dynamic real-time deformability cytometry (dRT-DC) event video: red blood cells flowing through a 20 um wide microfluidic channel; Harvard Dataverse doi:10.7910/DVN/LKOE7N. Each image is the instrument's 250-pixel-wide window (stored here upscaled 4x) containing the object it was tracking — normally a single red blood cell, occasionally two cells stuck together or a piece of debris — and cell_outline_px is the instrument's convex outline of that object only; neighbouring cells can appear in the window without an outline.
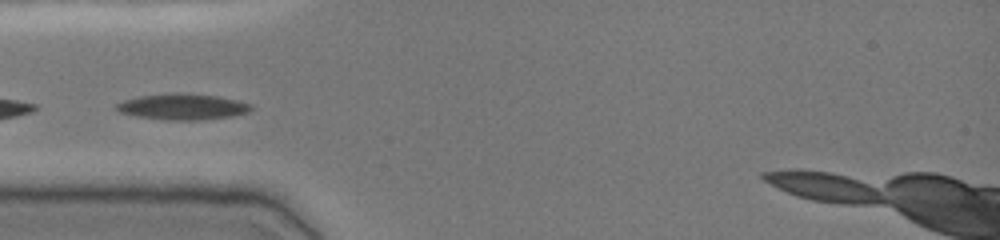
{"species": "common noctule bat (a hibernating species)", "species_latin": "Nyctalus noctula", "temperature_condition": "cold", "stored_images_in_passage": 45, "camera_frame_rate_fps": 3000, "um_per_image_px": 0.085, "animal": {"sex": "female", "body_mass_g": 19.0, "forearm_length_mm": 51.5}, "frame": {"image": 1, "passage_image": 14, "time_ms": 4.333, "image_size_px": [1000, 240], "cell_outline_px": [[252, 108], [248, 112], [232, 116], [196, 120], [168, 120], [136, 116], [120, 112], [112, 108], [116, 104], [124, 100], [136, 96], [168, 92], [180, 92], [220, 96], [252, 104]], "centroid_in_image_um": [15.47, 9.05], "position_along_channel_um": 69.5, "area_um2": 20.69}}
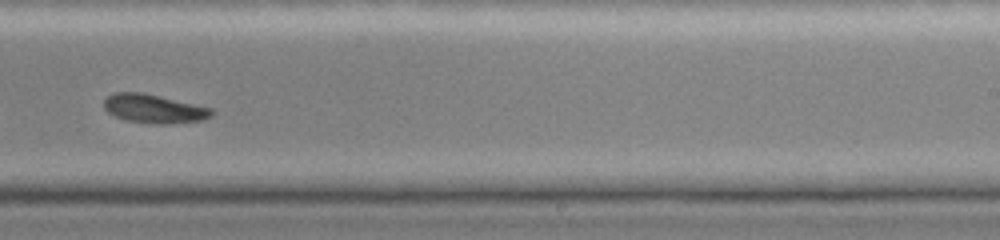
{"frame": {"image": 2, "passage_image": 30, "time_ms": 9.667, "image_size_px": [1000, 240], "cell_outline_px": [[216, 112], [212, 116], [204, 120], [164, 124], [160, 124], [128, 120], [116, 116], [108, 112], [104, 108], [104, 100], [108, 96], [116, 92], [144, 92], [212, 108]], "centroid_in_image_um": [13.13, 9.23], "position_along_channel_um": 275.9, "area_um2": 17.98}}
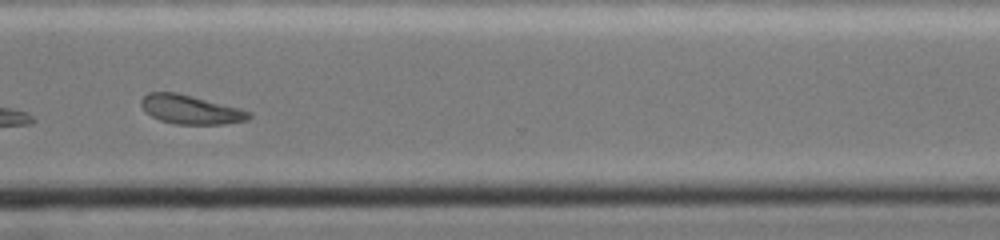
{"frame": {"image": 3, "passage_image": 36, "time_ms": 11.667, "image_size_px": [1000, 240], "cell_outline_px": [[252, 116], [248, 120], [224, 124], [176, 124], [160, 120], [144, 112], [140, 104], [140, 100], [148, 92], [176, 92], [240, 108], [252, 112]], "centroid_in_image_um": [16.19, 9.31], "position_along_channel_um": 354.4, "area_um2": 18.26}, "authors_computed_cell_mechanics": {"area_um2": 19.5942, "velocity_mm_per_s": 3.8781, "shape_relaxation_time_tau1_ms": 2.727, "shape_relaxation_time_tau2_ms": null, "deformation_change_tau1": 0.0946, "deformation_change_tau2": null}}